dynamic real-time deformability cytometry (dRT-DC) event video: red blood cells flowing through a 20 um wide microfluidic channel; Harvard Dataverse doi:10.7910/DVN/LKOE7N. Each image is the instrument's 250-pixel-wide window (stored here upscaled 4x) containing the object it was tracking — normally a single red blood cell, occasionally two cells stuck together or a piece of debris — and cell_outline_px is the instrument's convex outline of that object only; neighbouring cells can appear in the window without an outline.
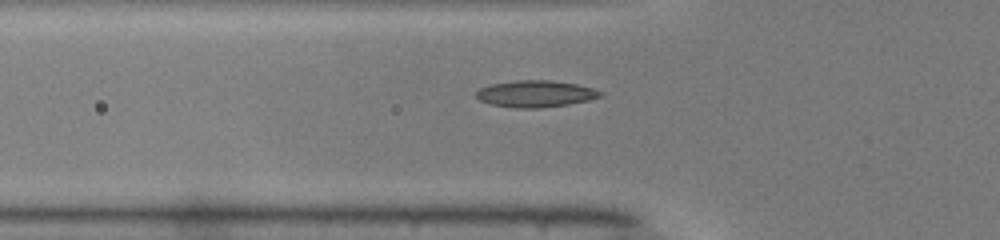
{"species": "common noctule bat (a hibernating species)", "species_latin": "Nyctalus noctula", "temperature_condition": "warm", "stored_images_in_passage": 39, "camera_frame_rate_fps": 3000, "um_per_image_px": 0.085, "animal": {"sex": "male", "body_mass_g": 19.0, "forearm_length_mm": 50.8}, "frame": {"image": 1, "passage_image": 11, "time_ms": 3.333, "image_size_px": [1000, 240], "cell_outline_px": [[604, 92], [600, 96], [588, 100], [568, 104], [540, 108], [512, 108], [492, 104], [480, 100], [476, 96], [476, 92], [480, 88], [492, 84], [516, 80], [548, 80], [576, 84], [592, 88]], "centroid_in_image_um": [45.51, 7.97], "position_along_channel_um": 80.3, "area_um2": 19.13}}
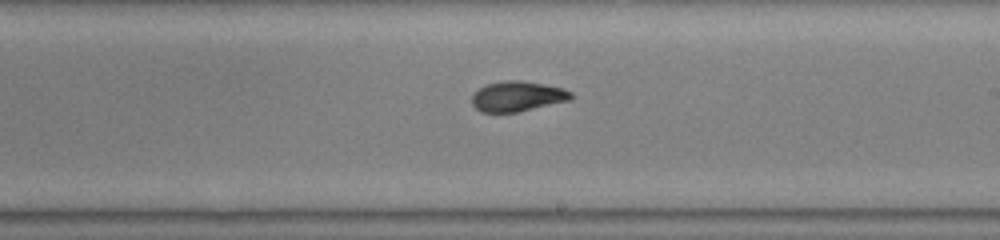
{"frame": {"image": 2, "passage_image": 23, "time_ms": 7.333, "image_size_px": [1000, 240], "cell_outline_px": [[572, 96], [568, 100], [516, 112], [480, 112], [472, 104], [472, 96], [480, 88], [488, 84], [504, 80], [520, 80], [544, 84], [564, 88], [572, 92]], "centroid_in_image_um": [43.97, 8.18], "position_along_channel_um": 245.0, "area_um2": 17.17}}
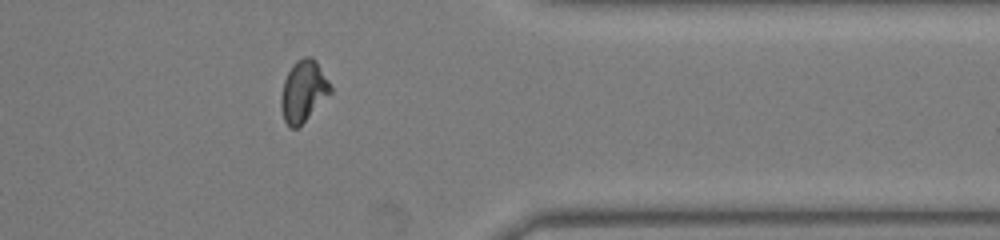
{"frame": {"image": 3, "passage_image": 34, "time_ms": 11.0, "image_size_px": [1000, 240], "cell_outline_px": [[332, 92], [296, 128], [288, 128], [284, 120], [280, 108], [280, 96], [284, 80], [292, 64], [296, 60], [304, 56], [312, 56], [316, 60], [328, 80], [332, 88]], "centroid_in_image_um": [25.76, 7.72], "position_along_channel_um": 385.6, "area_um2": 17.63}}